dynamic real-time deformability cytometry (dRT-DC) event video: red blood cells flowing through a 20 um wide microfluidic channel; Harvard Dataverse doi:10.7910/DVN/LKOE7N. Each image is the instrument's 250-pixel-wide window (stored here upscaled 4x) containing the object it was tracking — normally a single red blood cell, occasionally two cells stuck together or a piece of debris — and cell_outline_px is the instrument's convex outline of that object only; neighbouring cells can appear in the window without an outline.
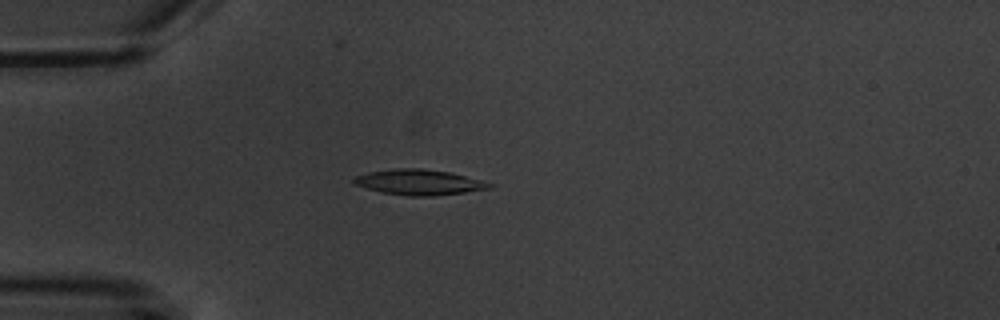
{"species": "common noctule bat (a hibernating species)", "species_latin": "Nyctalus noctula", "temperature_condition": "warm", "stored_images_in_passage": 7, "camera_frame_rate_fps": 3000, "um_per_image_px": 0.085, "animal": {"sex": "male", "body_mass_g": 20.1, "forearm_length_mm": 53.5}, "frame": {"image": 1, "passage_image": 3, "time_ms": 2.333, "image_size_px": [1000, 320], "cell_outline_px": [[496, 184], [492, 188], [464, 192], [432, 196], [408, 196], [380, 192], [352, 184], [352, 180], [356, 176], [368, 172], [396, 168], [420, 168], [452, 172]], "centroid_in_image_um": [35.63, 15.48], "position_along_channel_um": 49.4, "area_um2": 20.29}}